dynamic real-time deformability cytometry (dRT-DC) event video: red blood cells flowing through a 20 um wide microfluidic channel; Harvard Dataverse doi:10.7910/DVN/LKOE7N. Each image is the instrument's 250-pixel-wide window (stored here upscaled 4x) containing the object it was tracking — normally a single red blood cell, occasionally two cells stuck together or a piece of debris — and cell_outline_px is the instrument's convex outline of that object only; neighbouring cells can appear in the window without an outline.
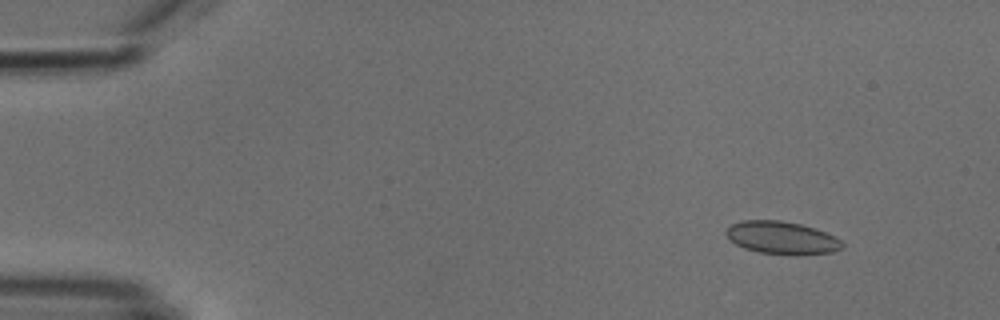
{"species": "common noctule bat (a hibernating species)", "species_latin": "Nyctalus noctula", "temperature_condition": "cold", "stored_images_in_passage": 6, "camera_frame_rate_fps": 3000, "um_per_image_px": 0.085, "animal": {"sex": "male", "body_mass_g": 18.8}, "frame": {"image": 1, "passage_image": 2, "time_ms": 1.0, "image_size_px": [1000, 320], "cell_outline_px": [[844, 248], [836, 252], [800, 256], [796, 256], [760, 252], [744, 248], [736, 244], [724, 232], [732, 224], [740, 220], [780, 220], [800, 224], [816, 228], [840, 240], [844, 244]], "centroid_in_image_um": [66.5, 20.23], "position_along_channel_um": 18.5, "area_um2": 22.37}}
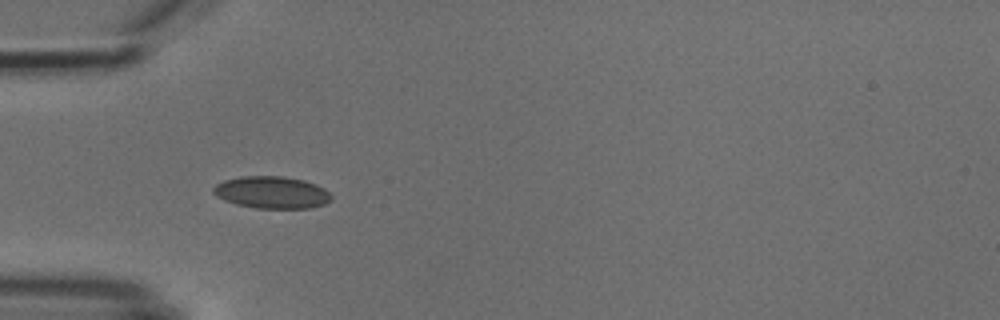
{"frame": {"image": 2, "passage_image": 5, "time_ms": 4.667, "image_size_px": [1000, 320], "cell_outline_px": [[332, 200], [324, 204], [312, 208], [256, 208], [236, 204], [224, 200], [216, 196], [212, 192], [212, 188], [216, 184], [224, 180], [240, 176], [284, 176], [304, 180], [316, 184], [324, 188], [332, 196]], "centroid_in_image_um": [23.1, 16.35], "position_along_channel_um": 61.9, "area_um2": 22.25}}
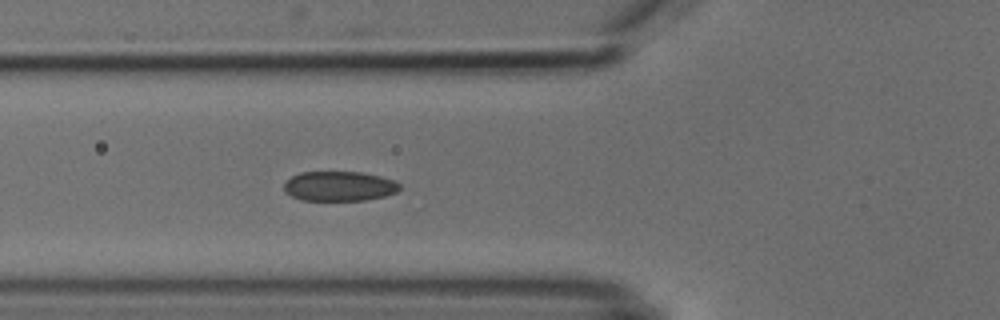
{"frame": {"image": 3, "passage_image": 6, "time_ms": 5.667, "image_size_px": [1000, 320], "cell_outline_px": [[400, 188], [396, 192], [384, 196], [364, 200], [300, 200], [284, 192], [284, 184], [292, 176], [300, 172], [364, 172], [380, 176], [392, 180], [400, 184]], "centroid_in_image_um": [28.82, 15.82], "position_along_channel_um": 97.0, "area_um2": 20.0}}